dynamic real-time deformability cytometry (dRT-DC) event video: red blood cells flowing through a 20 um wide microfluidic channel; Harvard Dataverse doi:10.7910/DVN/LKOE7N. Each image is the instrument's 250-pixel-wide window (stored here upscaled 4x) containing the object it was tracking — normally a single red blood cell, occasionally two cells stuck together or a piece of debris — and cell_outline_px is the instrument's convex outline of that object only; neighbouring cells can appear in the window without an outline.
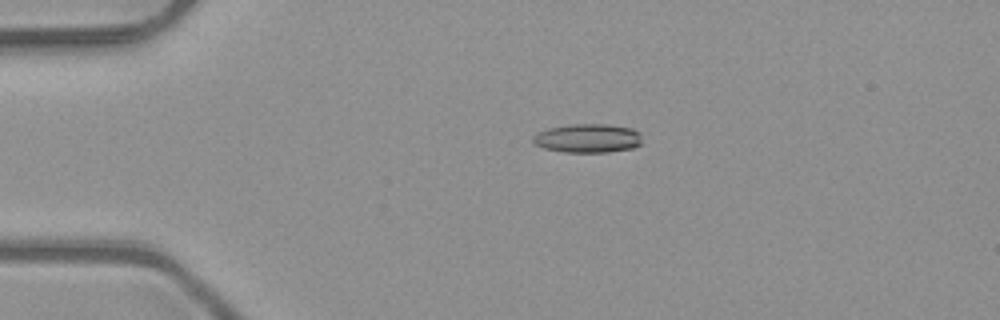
{"species": "common noctule bat (a hibernating species)", "species_latin": "Nyctalus noctula", "temperature_condition": "room temperature", "stored_images_in_passage": 5, "camera_frame_rate_fps": 3000, "um_per_image_px": 0.085, "animal": {"sex": "male", "body_mass_g": 23.1, "forearm_length_mm": 52.7}, "frame": {"image": 1, "passage_image": 4, "time_ms": 1.0, "image_size_px": [1000, 320], "cell_outline_px": [[640, 144], [632, 148], [608, 152], [564, 152], [544, 148], [536, 144], [532, 140], [532, 136], [536, 132], [548, 128], [568, 124], [608, 124], [632, 128], [640, 132]], "centroid_in_image_um": [49.94, 11.74], "position_along_channel_um": 35.1, "area_um2": 18.44}}